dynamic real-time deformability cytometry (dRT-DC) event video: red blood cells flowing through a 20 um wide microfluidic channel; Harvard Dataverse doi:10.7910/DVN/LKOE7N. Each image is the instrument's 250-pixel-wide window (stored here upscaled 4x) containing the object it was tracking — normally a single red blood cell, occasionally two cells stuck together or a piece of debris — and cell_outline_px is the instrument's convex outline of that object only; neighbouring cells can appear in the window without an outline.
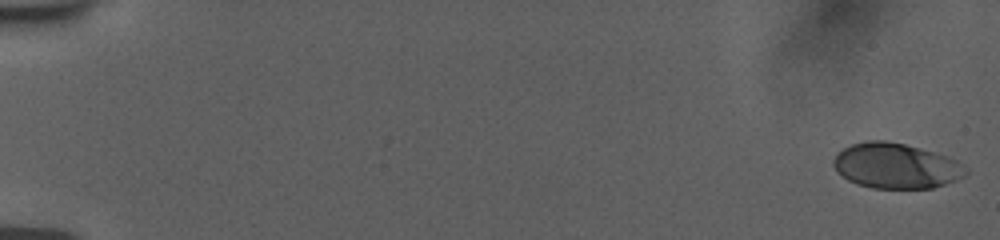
{"species": "human", "species_latin": "Homo sapiens", "temperature_condition": "room temperature", "stored_images_in_passage": 25, "camera_frame_rate_fps": 3000, "um_per_image_px": 0.085, "donor": {"sex": "female"}, "frame": {"image": 1, "passage_image": 1, "time_ms": 0.0, "image_size_px": [1000, 240], "cell_outline_px": [[968, 172], [964, 176], [956, 180], [932, 188], [872, 188], [856, 184], [848, 180], [836, 172], [832, 164], [832, 160], [844, 148], [852, 144], [868, 140], [884, 140], [904, 144], [948, 156], [964, 164], [968, 168]], "centroid_in_image_um": [76.16, 14.1], "position_along_channel_um": 8.8, "area_um2": 34.97}}
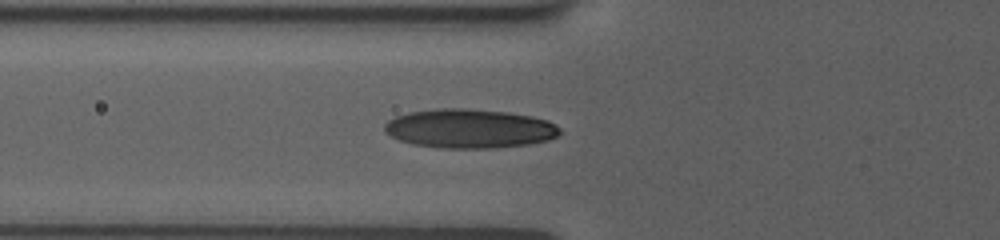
{"frame": {"image": 2, "passage_image": 22, "time_ms": 7.0, "image_size_px": [1000, 240], "cell_outline_px": [[560, 132], [556, 136], [548, 140], [528, 144], [492, 148], [440, 148], [412, 144], [400, 140], [392, 136], [384, 128], [384, 124], [388, 120], [396, 116], [408, 112], [440, 108], [468, 108], [508, 112], [532, 116], [548, 120], [556, 124], [560, 128]], "centroid_in_image_um": [39.92, 10.92], "position_along_channel_um": 85.9, "area_um2": 40.0}}
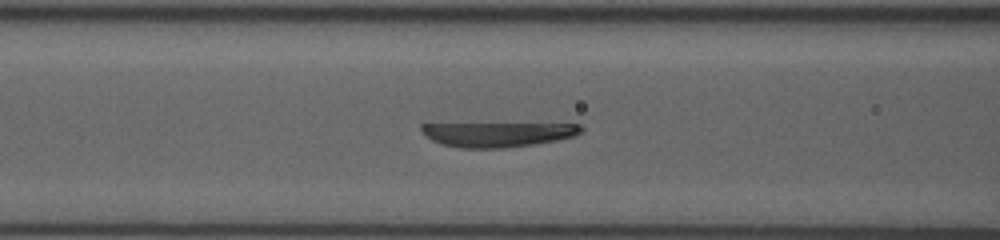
{"frame": {"image": 3, "passage_image": 25, "time_ms": 8.0, "image_size_px": [1000, 240], "cell_outline_px": [[584, 128], [580, 132], [572, 136], [556, 140], [532, 144], [504, 148], [460, 148], [440, 144], [432, 140], [420, 128], [420, 124], [580, 124]], "centroid_in_image_um": [42.29, 11.42], "position_along_channel_um": 124.3, "area_um2": 22.6}}